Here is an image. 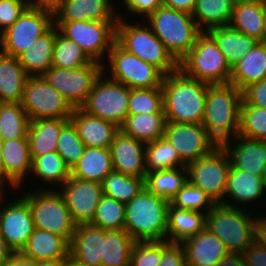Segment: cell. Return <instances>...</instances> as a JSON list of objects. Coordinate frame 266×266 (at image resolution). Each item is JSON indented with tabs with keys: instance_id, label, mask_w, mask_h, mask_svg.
Returning a JSON list of instances; mask_svg holds the SVG:
<instances>
[{
	"instance_id": "47",
	"label": "cell",
	"mask_w": 266,
	"mask_h": 266,
	"mask_svg": "<svg viewBox=\"0 0 266 266\" xmlns=\"http://www.w3.org/2000/svg\"><path fill=\"white\" fill-rule=\"evenodd\" d=\"M164 112L162 87L130 89L128 114Z\"/></svg>"
},
{
	"instance_id": "23",
	"label": "cell",
	"mask_w": 266,
	"mask_h": 266,
	"mask_svg": "<svg viewBox=\"0 0 266 266\" xmlns=\"http://www.w3.org/2000/svg\"><path fill=\"white\" fill-rule=\"evenodd\" d=\"M116 0H64L54 21H117Z\"/></svg>"
},
{
	"instance_id": "39",
	"label": "cell",
	"mask_w": 266,
	"mask_h": 266,
	"mask_svg": "<svg viewBox=\"0 0 266 266\" xmlns=\"http://www.w3.org/2000/svg\"><path fill=\"white\" fill-rule=\"evenodd\" d=\"M40 178L48 186L45 189L60 188L71 176V169L67 166L57 151H53L32 160V171L30 176ZM52 186L56 187H50ZM50 187V188H48Z\"/></svg>"
},
{
	"instance_id": "15",
	"label": "cell",
	"mask_w": 266,
	"mask_h": 266,
	"mask_svg": "<svg viewBox=\"0 0 266 266\" xmlns=\"http://www.w3.org/2000/svg\"><path fill=\"white\" fill-rule=\"evenodd\" d=\"M21 105L29 121L41 118H70L73 108L42 76H29Z\"/></svg>"
},
{
	"instance_id": "12",
	"label": "cell",
	"mask_w": 266,
	"mask_h": 266,
	"mask_svg": "<svg viewBox=\"0 0 266 266\" xmlns=\"http://www.w3.org/2000/svg\"><path fill=\"white\" fill-rule=\"evenodd\" d=\"M53 25V12L27 7L19 19L0 35V51L18 57Z\"/></svg>"
},
{
	"instance_id": "27",
	"label": "cell",
	"mask_w": 266,
	"mask_h": 266,
	"mask_svg": "<svg viewBox=\"0 0 266 266\" xmlns=\"http://www.w3.org/2000/svg\"><path fill=\"white\" fill-rule=\"evenodd\" d=\"M69 121L70 118H41L29 121L27 138L31 160L56 151L59 134Z\"/></svg>"
},
{
	"instance_id": "41",
	"label": "cell",
	"mask_w": 266,
	"mask_h": 266,
	"mask_svg": "<svg viewBox=\"0 0 266 266\" xmlns=\"http://www.w3.org/2000/svg\"><path fill=\"white\" fill-rule=\"evenodd\" d=\"M183 166H186V164L180 159L174 146L164 136L146 143L145 168L147 173Z\"/></svg>"
},
{
	"instance_id": "58",
	"label": "cell",
	"mask_w": 266,
	"mask_h": 266,
	"mask_svg": "<svg viewBox=\"0 0 266 266\" xmlns=\"http://www.w3.org/2000/svg\"><path fill=\"white\" fill-rule=\"evenodd\" d=\"M164 6L176 10L192 13L195 7L196 0H162Z\"/></svg>"
},
{
	"instance_id": "44",
	"label": "cell",
	"mask_w": 266,
	"mask_h": 266,
	"mask_svg": "<svg viewBox=\"0 0 266 266\" xmlns=\"http://www.w3.org/2000/svg\"><path fill=\"white\" fill-rule=\"evenodd\" d=\"M126 205L111 197L102 195L90 225L103 230H124Z\"/></svg>"
},
{
	"instance_id": "60",
	"label": "cell",
	"mask_w": 266,
	"mask_h": 266,
	"mask_svg": "<svg viewBox=\"0 0 266 266\" xmlns=\"http://www.w3.org/2000/svg\"><path fill=\"white\" fill-rule=\"evenodd\" d=\"M216 266H246L242 255L238 253H228Z\"/></svg>"
},
{
	"instance_id": "13",
	"label": "cell",
	"mask_w": 266,
	"mask_h": 266,
	"mask_svg": "<svg viewBox=\"0 0 266 266\" xmlns=\"http://www.w3.org/2000/svg\"><path fill=\"white\" fill-rule=\"evenodd\" d=\"M102 66L95 61L71 69L51 66L42 77L66 99L73 109L81 108L92 91L95 81L103 72Z\"/></svg>"
},
{
	"instance_id": "34",
	"label": "cell",
	"mask_w": 266,
	"mask_h": 266,
	"mask_svg": "<svg viewBox=\"0 0 266 266\" xmlns=\"http://www.w3.org/2000/svg\"><path fill=\"white\" fill-rule=\"evenodd\" d=\"M28 77L17 57L0 51V102L21 103Z\"/></svg>"
},
{
	"instance_id": "45",
	"label": "cell",
	"mask_w": 266,
	"mask_h": 266,
	"mask_svg": "<svg viewBox=\"0 0 266 266\" xmlns=\"http://www.w3.org/2000/svg\"><path fill=\"white\" fill-rule=\"evenodd\" d=\"M92 60L85 54L79 45L63 36L57 28L52 66L64 69L78 68L91 63Z\"/></svg>"
},
{
	"instance_id": "20",
	"label": "cell",
	"mask_w": 266,
	"mask_h": 266,
	"mask_svg": "<svg viewBox=\"0 0 266 266\" xmlns=\"http://www.w3.org/2000/svg\"><path fill=\"white\" fill-rule=\"evenodd\" d=\"M145 147L144 142L119 130L110 146L113 171L145 179Z\"/></svg>"
},
{
	"instance_id": "49",
	"label": "cell",
	"mask_w": 266,
	"mask_h": 266,
	"mask_svg": "<svg viewBox=\"0 0 266 266\" xmlns=\"http://www.w3.org/2000/svg\"><path fill=\"white\" fill-rule=\"evenodd\" d=\"M84 149L85 144L80 139L76 127L69 121L59 134L56 151L67 166L72 169L83 155Z\"/></svg>"
},
{
	"instance_id": "8",
	"label": "cell",
	"mask_w": 266,
	"mask_h": 266,
	"mask_svg": "<svg viewBox=\"0 0 266 266\" xmlns=\"http://www.w3.org/2000/svg\"><path fill=\"white\" fill-rule=\"evenodd\" d=\"M179 69L188 77L207 84L229 83L231 67L214 39L203 31L191 51L179 61Z\"/></svg>"
},
{
	"instance_id": "42",
	"label": "cell",
	"mask_w": 266,
	"mask_h": 266,
	"mask_svg": "<svg viewBox=\"0 0 266 266\" xmlns=\"http://www.w3.org/2000/svg\"><path fill=\"white\" fill-rule=\"evenodd\" d=\"M29 119L21 103L0 102V137L3 141L27 138Z\"/></svg>"
},
{
	"instance_id": "40",
	"label": "cell",
	"mask_w": 266,
	"mask_h": 266,
	"mask_svg": "<svg viewBox=\"0 0 266 266\" xmlns=\"http://www.w3.org/2000/svg\"><path fill=\"white\" fill-rule=\"evenodd\" d=\"M134 243L125 230H104L102 266H129Z\"/></svg>"
},
{
	"instance_id": "52",
	"label": "cell",
	"mask_w": 266,
	"mask_h": 266,
	"mask_svg": "<svg viewBox=\"0 0 266 266\" xmlns=\"http://www.w3.org/2000/svg\"><path fill=\"white\" fill-rule=\"evenodd\" d=\"M183 246L178 243L162 241V259L159 266H186Z\"/></svg>"
},
{
	"instance_id": "43",
	"label": "cell",
	"mask_w": 266,
	"mask_h": 266,
	"mask_svg": "<svg viewBox=\"0 0 266 266\" xmlns=\"http://www.w3.org/2000/svg\"><path fill=\"white\" fill-rule=\"evenodd\" d=\"M144 188V179L110 172L102 182L103 194L119 202L128 203Z\"/></svg>"
},
{
	"instance_id": "65",
	"label": "cell",
	"mask_w": 266,
	"mask_h": 266,
	"mask_svg": "<svg viewBox=\"0 0 266 266\" xmlns=\"http://www.w3.org/2000/svg\"><path fill=\"white\" fill-rule=\"evenodd\" d=\"M4 188H6V187H2V186H0V199L3 198V200H4L5 197H6V196H5V195H6V194H5V193H6V192H5L6 189H4ZM3 192H4V193H3Z\"/></svg>"
},
{
	"instance_id": "3",
	"label": "cell",
	"mask_w": 266,
	"mask_h": 266,
	"mask_svg": "<svg viewBox=\"0 0 266 266\" xmlns=\"http://www.w3.org/2000/svg\"><path fill=\"white\" fill-rule=\"evenodd\" d=\"M170 201L150 193L145 187L126 203L124 230L134 242L166 240Z\"/></svg>"
},
{
	"instance_id": "30",
	"label": "cell",
	"mask_w": 266,
	"mask_h": 266,
	"mask_svg": "<svg viewBox=\"0 0 266 266\" xmlns=\"http://www.w3.org/2000/svg\"><path fill=\"white\" fill-rule=\"evenodd\" d=\"M266 2L237 0L229 25L239 32L265 42Z\"/></svg>"
},
{
	"instance_id": "38",
	"label": "cell",
	"mask_w": 266,
	"mask_h": 266,
	"mask_svg": "<svg viewBox=\"0 0 266 266\" xmlns=\"http://www.w3.org/2000/svg\"><path fill=\"white\" fill-rule=\"evenodd\" d=\"M188 182L187 167L148 172L144 179V187L152 194L168 201Z\"/></svg>"
},
{
	"instance_id": "7",
	"label": "cell",
	"mask_w": 266,
	"mask_h": 266,
	"mask_svg": "<svg viewBox=\"0 0 266 266\" xmlns=\"http://www.w3.org/2000/svg\"><path fill=\"white\" fill-rule=\"evenodd\" d=\"M36 188L21 195L31 208L34 227L58 234L70 243L77 224L59 189Z\"/></svg>"
},
{
	"instance_id": "29",
	"label": "cell",
	"mask_w": 266,
	"mask_h": 266,
	"mask_svg": "<svg viewBox=\"0 0 266 266\" xmlns=\"http://www.w3.org/2000/svg\"><path fill=\"white\" fill-rule=\"evenodd\" d=\"M266 78V42H258L231 67L229 83L243 91L250 84Z\"/></svg>"
},
{
	"instance_id": "64",
	"label": "cell",
	"mask_w": 266,
	"mask_h": 266,
	"mask_svg": "<svg viewBox=\"0 0 266 266\" xmlns=\"http://www.w3.org/2000/svg\"><path fill=\"white\" fill-rule=\"evenodd\" d=\"M66 266H87V265H83L79 262H77L76 260H74L73 258H71L70 256L66 259Z\"/></svg>"
},
{
	"instance_id": "59",
	"label": "cell",
	"mask_w": 266,
	"mask_h": 266,
	"mask_svg": "<svg viewBox=\"0 0 266 266\" xmlns=\"http://www.w3.org/2000/svg\"><path fill=\"white\" fill-rule=\"evenodd\" d=\"M4 266H36V261L14 252Z\"/></svg>"
},
{
	"instance_id": "67",
	"label": "cell",
	"mask_w": 266,
	"mask_h": 266,
	"mask_svg": "<svg viewBox=\"0 0 266 266\" xmlns=\"http://www.w3.org/2000/svg\"><path fill=\"white\" fill-rule=\"evenodd\" d=\"M250 1H260V2H266V0H250Z\"/></svg>"
},
{
	"instance_id": "1",
	"label": "cell",
	"mask_w": 266,
	"mask_h": 266,
	"mask_svg": "<svg viewBox=\"0 0 266 266\" xmlns=\"http://www.w3.org/2000/svg\"><path fill=\"white\" fill-rule=\"evenodd\" d=\"M208 84L188 77L180 69L164 75L163 108L167 122L202 123Z\"/></svg>"
},
{
	"instance_id": "50",
	"label": "cell",
	"mask_w": 266,
	"mask_h": 266,
	"mask_svg": "<svg viewBox=\"0 0 266 266\" xmlns=\"http://www.w3.org/2000/svg\"><path fill=\"white\" fill-rule=\"evenodd\" d=\"M162 259V241L135 242L130 253V266H159Z\"/></svg>"
},
{
	"instance_id": "2",
	"label": "cell",
	"mask_w": 266,
	"mask_h": 266,
	"mask_svg": "<svg viewBox=\"0 0 266 266\" xmlns=\"http://www.w3.org/2000/svg\"><path fill=\"white\" fill-rule=\"evenodd\" d=\"M242 91L232 83L208 84L202 125L221 146L239 134Z\"/></svg>"
},
{
	"instance_id": "9",
	"label": "cell",
	"mask_w": 266,
	"mask_h": 266,
	"mask_svg": "<svg viewBox=\"0 0 266 266\" xmlns=\"http://www.w3.org/2000/svg\"><path fill=\"white\" fill-rule=\"evenodd\" d=\"M105 61L109 62V66L108 63H103V73L130 89L162 87L164 74L157 67L128 53L116 42L112 45Z\"/></svg>"
},
{
	"instance_id": "11",
	"label": "cell",
	"mask_w": 266,
	"mask_h": 266,
	"mask_svg": "<svg viewBox=\"0 0 266 266\" xmlns=\"http://www.w3.org/2000/svg\"><path fill=\"white\" fill-rule=\"evenodd\" d=\"M129 95V87L108 78L102 72L81 108L120 127L128 115Z\"/></svg>"
},
{
	"instance_id": "51",
	"label": "cell",
	"mask_w": 266,
	"mask_h": 266,
	"mask_svg": "<svg viewBox=\"0 0 266 266\" xmlns=\"http://www.w3.org/2000/svg\"><path fill=\"white\" fill-rule=\"evenodd\" d=\"M27 7L26 0H0V35L19 19Z\"/></svg>"
},
{
	"instance_id": "5",
	"label": "cell",
	"mask_w": 266,
	"mask_h": 266,
	"mask_svg": "<svg viewBox=\"0 0 266 266\" xmlns=\"http://www.w3.org/2000/svg\"><path fill=\"white\" fill-rule=\"evenodd\" d=\"M145 20L178 62L191 51L197 37L203 32L190 13L164 5Z\"/></svg>"
},
{
	"instance_id": "24",
	"label": "cell",
	"mask_w": 266,
	"mask_h": 266,
	"mask_svg": "<svg viewBox=\"0 0 266 266\" xmlns=\"http://www.w3.org/2000/svg\"><path fill=\"white\" fill-rule=\"evenodd\" d=\"M69 247V256L77 262L102 266L104 230L90 224H78Z\"/></svg>"
},
{
	"instance_id": "66",
	"label": "cell",
	"mask_w": 266,
	"mask_h": 266,
	"mask_svg": "<svg viewBox=\"0 0 266 266\" xmlns=\"http://www.w3.org/2000/svg\"><path fill=\"white\" fill-rule=\"evenodd\" d=\"M264 26H265V42H266V8H265Z\"/></svg>"
},
{
	"instance_id": "10",
	"label": "cell",
	"mask_w": 266,
	"mask_h": 266,
	"mask_svg": "<svg viewBox=\"0 0 266 266\" xmlns=\"http://www.w3.org/2000/svg\"><path fill=\"white\" fill-rule=\"evenodd\" d=\"M116 22L54 21V25L63 36L76 42L92 61L103 65L116 40Z\"/></svg>"
},
{
	"instance_id": "54",
	"label": "cell",
	"mask_w": 266,
	"mask_h": 266,
	"mask_svg": "<svg viewBox=\"0 0 266 266\" xmlns=\"http://www.w3.org/2000/svg\"><path fill=\"white\" fill-rule=\"evenodd\" d=\"M242 99L251 106L266 108V78L247 86L242 91Z\"/></svg>"
},
{
	"instance_id": "6",
	"label": "cell",
	"mask_w": 266,
	"mask_h": 266,
	"mask_svg": "<svg viewBox=\"0 0 266 266\" xmlns=\"http://www.w3.org/2000/svg\"><path fill=\"white\" fill-rule=\"evenodd\" d=\"M247 208L219 203L206 214L205 228L224 243L229 253L242 254L254 242L255 216L251 210H255Z\"/></svg>"
},
{
	"instance_id": "57",
	"label": "cell",
	"mask_w": 266,
	"mask_h": 266,
	"mask_svg": "<svg viewBox=\"0 0 266 266\" xmlns=\"http://www.w3.org/2000/svg\"><path fill=\"white\" fill-rule=\"evenodd\" d=\"M30 8L44 9L55 12L63 3L64 0H26Z\"/></svg>"
},
{
	"instance_id": "48",
	"label": "cell",
	"mask_w": 266,
	"mask_h": 266,
	"mask_svg": "<svg viewBox=\"0 0 266 266\" xmlns=\"http://www.w3.org/2000/svg\"><path fill=\"white\" fill-rule=\"evenodd\" d=\"M170 204L178 209L204 212L206 214L216 205L206 192L192 185L189 181L170 200Z\"/></svg>"
},
{
	"instance_id": "35",
	"label": "cell",
	"mask_w": 266,
	"mask_h": 266,
	"mask_svg": "<svg viewBox=\"0 0 266 266\" xmlns=\"http://www.w3.org/2000/svg\"><path fill=\"white\" fill-rule=\"evenodd\" d=\"M112 171L110 148L85 146L83 155L71 169V176L102 183Z\"/></svg>"
},
{
	"instance_id": "68",
	"label": "cell",
	"mask_w": 266,
	"mask_h": 266,
	"mask_svg": "<svg viewBox=\"0 0 266 266\" xmlns=\"http://www.w3.org/2000/svg\"><path fill=\"white\" fill-rule=\"evenodd\" d=\"M264 182H265V187H266V172H265V175H264Z\"/></svg>"
},
{
	"instance_id": "21",
	"label": "cell",
	"mask_w": 266,
	"mask_h": 266,
	"mask_svg": "<svg viewBox=\"0 0 266 266\" xmlns=\"http://www.w3.org/2000/svg\"><path fill=\"white\" fill-rule=\"evenodd\" d=\"M2 159L4 166V186L16 191L25 187V180L32 171L28 138L3 141ZM6 182V183H5ZM10 185V186H9ZM18 189V190H17Z\"/></svg>"
},
{
	"instance_id": "16",
	"label": "cell",
	"mask_w": 266,
	"mask_h": 266,
	"mask_svg": "<svg viewBox=\"0 0 266 266\" xmlns=\"http://www.w3.org/2000/svg\"><path fill=\"white\" fill-rule=\"evenodd\" d=\"M164 137L174 146L186 165L218 147L202 123L166 122Z\"/></svg>"
},
{
	"instance_id": "18",
	"label": "cell",
	"mask_w": 266,
	"mask_h": 266,
	"mask_svg": "<svg viewBox=\"0 0 266 266\" xmlns=\"http://www.w3.org/2000/svg\"><path fill=\"white\" fill-rule=\"evenodd\" d=\"M60 190L74 222L89 224L103 195L102 183L70 176Z\"/></svg>"
},
{
	"instance_id": "31",
	"label": "cell",
	"mask_w": 266,
	"mask_h": 266,
	"mask_svg": "<svg viewBox=\"0 0 266 266\" xmlns=\"http://www.w3.org/2000/svg\"><path fill=\"white\" fill-rule=\"evenodd\" d=\"M57 27L53 25L17 58L28 76H42L51 66Z\"/></svg>"
},
{
	"instance_id": "17",
	"label": "cell",
	"mask_w": 266,
	"mask_h": 266,
	"mask_svg": "<svg viewBox=\"0 0 266 266\" xmlns=\"http://www.w3.org/2000/svg\"><path fill=\"white\" fill-rule=\"evenodd\" d=\"M4 202L0 199V234L13 252H20L35 229L32 211L21 195L13 202Z\"/></svg>"
},
{
	"instance_id": "36",
	"label": "cell",
	"mask_w": 266,
	"mask_h": 266,
	"mask_svg": "<svg viewBox=\"0 0 266 266\" xmlns=\"http://www.w3.org/2000/svg\"><path fill=\"white\" fill-rule=\"evenodd\" d=\"M166 117L164 112L153 114H128L120 130L145 144L164 136Z\"/></svg>"
},
{
	"instance_id": "33",
	"label": "cell",
	"mask_w": 266,
	"mask_h": 266,
	"mask_svg": "<svg viewBox=\"0 0 266 266\" xmlns=\"http://www.w3.org/2000/svg\"><path fill=\"white\" fill-rule=\"evenodd\" d=\"M206 225V213L178 209L169 204L166 240L181 244L201 232Z\"/></svg>"
},
{
	"instance_id": "55",
	"label": "cell",
	"mask_w": 266,
	"mask_h": 266,
	"mask_svg": "<svg viewBox=\"0 0 266 266\" xmlns=\"http://www.w3.org/2000/svg\"><path fill=\"white\" fill-rule=\"evenodd\" d=\"M241 255L246 266H266V249L255 242Z\"/></svg>"
},
{
	"instance_id": "22",
	"label": "cell",
	"mask_w": 266,
	"mask_h": 266,
	"mask_svg": "<svg viewBox=\"0 0 266 266\" xmlns=\"http://www.w3.org/2000/svg\"><path fill=\"white\" fill-rule=\"evenodd\" d=\"M265 193L264 177L256 176L231 166L227 176V186L222 204L238 208H242L244 205V209V207L246 208L245 204L249 206L254 201L256 202L257 199H262Z\"/></svg>"
},
{
	"instance_id": "4",
	"label": "cell",
	"mask_w": 266,
	"mask_h": 266,
	"mask_svg": "<svg viewBox=\"0 0 266 266\" xmlns=\"http://www.w3.org/2000/svg\"><path fill=\"white\" fill-rule=\"evenodd\" d=\"M123 13L117 14L115 42L128 53L157 67L164 75L179 69V62L166 49L145 20L138 23L125 21ZM142 23V24H141Z\"/></svg>"
},
{
	"instance_id": "25",
	"label": "cell",
	"mask_w": 266,
	"mask_h": 266,
	"mask_svg": "<svg viewBox=\"0 0 266 266\" xmlns=\"http://www.w3.org/2000/svg\"><path fill=\"white\" fill-rule=\"evenodd\" d=\"M181 245L189 266H216L229 253L224 243L206 228Z\"/></svg>"
},
{
	"instance_id": "32",
	"label": "cell",
	"mask_w": 266,
	"mask_h": 266,
	"mask_svg": "<svg viewBox=\"0 0 266 266\" xmlns=\"http://www.w3.org/2000/svg\"><path fill=\"white\" fill-rule=\"evenodd\" d=\"M206 32L214 39L230 67L243 58L259 42L230 25L213 27Z\"/></svg>"
},
{
	"instance_id": "63",
	"label": "cell",
	"mask_w": 266,
	"mask_h": 266,
	"mask_svg": "<svg viewBox=\"0 0 266 266\" xmlns=\"http://www.w3.org/2000/svg\"><path fill=\"white\" fill-rule=\"evenodd\" d=\"M2 144L3 140L0 137V186L4 187V166L2 159Z\"/></svg>"
},
{
	"instance_id": "46",
	"label": "cell",
	"mask_w": 266,
	"mask_h": 266,
	"mask_svg": "<svg viewBox=\"0 0 266 266\" xmlns=\"http://www.w3.org/2000/svg\"><path fill=\"white\" fill-rule=\"evenodd\" d=\"M238 135L266 141V108L251 106L242 99Z\"/></svg>"
},
{
	"instance_id": "61",
	"label": "cell",
	"mask_w": 266,
	"mask_h": 266,
	"mask_svg": "<svg viewBox=\"0 0 266 266\" xmlns=\"http://www.w3.org/2000/svg\"><path fill=\"white\" fill-rule=\"evenodd\" d=\"M13 253V250L7 245L4 237L0 234V266H4Z\"/></svg>"
},
{
	"instance_id": "14",
	"label": "cell",
	"mask_w": 266,
	"mask_h": 266,
	"mask_svg": "<svg viewBox=\"0 0 266 266\" xmlns=\"http://www.w3.org/2000/svg\"><path fill=\"white\" fill-rule=\"evenodd\" d=\"M186 167L188 181L192 185L206 192L216 204L224 202L231 164L222 146L216 147L204 157L191 161Z\"/></svg>"
},
{
	"instance_id": "28",
	"label": "cell",
	"mask_w": 266,
	"mask_h": 266,
	"mask_svg": "<svg viewBox=\"0 0 266 266\" xmlns=\"http://www.w3.org/2000/svg\"><path fill=\"white\" fill-rule=\"evenodd\" d=\"M69 245L64 237L35 228L20 253L34 261L67 259Z\"/></svg>"
},
{
	"instance_id": "53",
	"label": "cell",
	"mask_w": 266,
	"mask_h": 266,
	"mask_svg": "<svg viewBox=\"0 0 266 266\" xmlns=\"http://www.w3.org/2000/svg\"><path fill=\"white\" fill-rule=\"evenodd\" d=\"M121 2L128 14L132 13L135 18L138 16L139 19L147 18L163 5L162 0H123Z\"/></svg>"
},
{
	"instance_id": "26",
	"label": "cell",
	"mask_w": 266,
	"mask_h": 266,
	"mask_svg": "<svg viewBox=\"0 0 266 266\" xmlns=\"http://www.w3.org/2000/svg\"><path fill=\"white\" fill-rule=\"evenodd\" d=\"M70 121L76 127L82 142L88 147L110 148L114 136L120 130L115 123L91 115L82 108L73 109Z\"/></svg>"
},
{
	"instance_id": "56",
	"label": "cell",
	"mask_w": 266,
	"mask_h": 266,
	"mask_svg": "<svg viewBox=\"0 0 266 266\" xmlns=\"http://www.w3.org/2000/svg\"><path fill=\"white\" fill-rule=\"evenodd\" d=\"M254 242L266 249V213L255 216Z\"/></svg>"
},
{
	"instance_id": "37",
	"label": "cell",
	"mask_w": 266,
	"mask_h": 266,
	"mask_svg": "<svg viewBox=\"0 0 266 266\" xmlns=\"http://www.w3.org/2000/svg\"><path fill=\"white\" fill-rule=\"evenodd\" d=\"M237 0H196L191 13L202 31L229 25Z\"/></svg>"
},
{
	"instance_id": "19",
	"label": "cell",
	"mask_w": 266,
	"mask_h": 266,
	"mask_svg": "<svg viewBox=\"0 0 266 266\" xmlns=\"http://www.w3.org/2000/svg\"><path fill=\"white\" fill-rule=\"evenodd\" d=\"M221 146L227 152L232 167L264 177L266 172V141L237 135Z\"/></svg>"
},
{
	"instance_id": "62",
	"label": "cell",
	"mask_w": 266,
	"mask_h": 266,
	"mask_svg": "<svg viewBox=\"0 0 266 266\" xmlns=\"http://www.w3.org/2000/svg\"><path fill=\"white\" fill-rule=\"evenodd\" d=\"M36 266H66V259L36 261Z\"/></svg>"
}]
</instances>
